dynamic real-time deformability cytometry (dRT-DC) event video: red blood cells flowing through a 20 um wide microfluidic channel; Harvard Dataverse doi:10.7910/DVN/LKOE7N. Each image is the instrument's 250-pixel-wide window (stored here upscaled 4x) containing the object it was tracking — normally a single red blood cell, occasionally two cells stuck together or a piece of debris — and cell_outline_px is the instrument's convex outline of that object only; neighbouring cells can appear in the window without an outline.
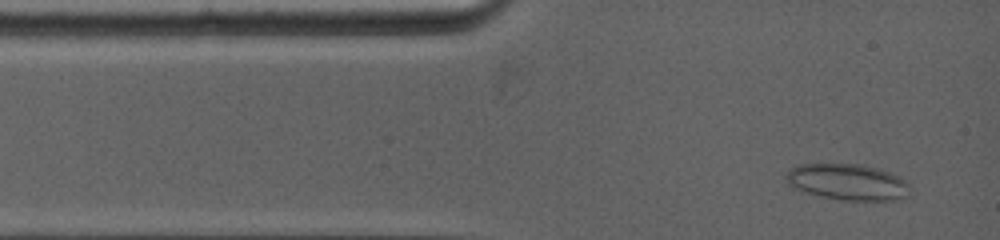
{"species": "common noctule bat (a hibernating species)", "species_latin": "Nyctalus noctula", "temperature_condition": "warm", "stored_images_in_passage": 58, "camera_frame_rate_fps": 5000, "um_per_image_px": 0.085, "animal": {"sex": "female", "body_mass_g": 19.0, "forearm_length_mm": 53.3}, "frame": {"image": 1, "passage_image": 4, "time_ms": 0.6, "image_size_px": [1000, 240], "cell_outline_px": [[908, 184], [900, 196], [892, 200], [844, 200], [820, 196], [804, 192], [788, 184], [784, 176], [792, 168], [800, 164], [864, 164], [892, 172], [900, 176]], "centroid_in_image_um": [71.96, 15.44], "position_along_channel_um": 13.0, "area_um2": 25.66}}
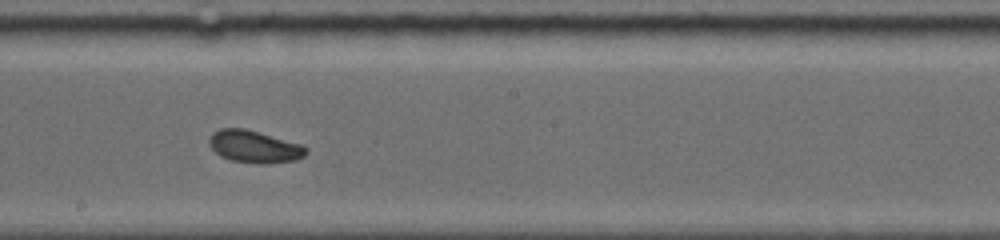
{"frame": {"image": 2, "passage_image": 30, "time_ms": 6.8, "image_size_px": [1000, 240], "cell_outline_px": [[308, 152], [304, 156], [296, 160], [232, 160], [220, 156], [208, 144], [208, 140], [212, 132], [220, 128], [244, 128], [304, 144], [308, 148]], "centroid_in_image_um": [21.6, 12.38], "position_along_channel_um": 226.6, "area_um2": 17.46}}
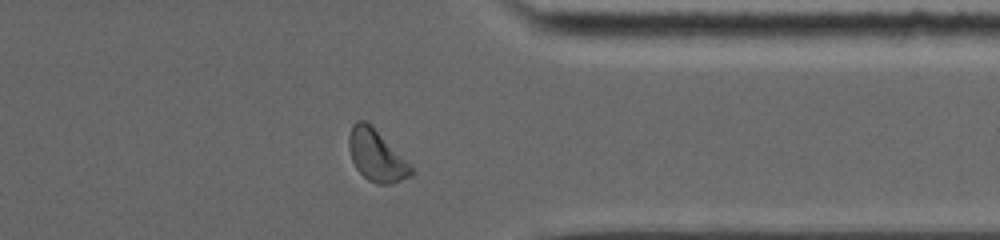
{"frame": {"image": 3, "passage_image": 50, "time_ms": 10.8, "image_size_px": [1000, 240], "cell_outline_px": [[412, 176], [388, 184], [376, 184], [368, 180], [356, 168], [352, 160], [348, 148], [348, 136], [352, 124], [356, 120], [364, 120], [372, 124], [412, 168]], "centroid_in_image_um": [31.94, 13.19], "position_along_channel_um": 379.5, "area_um2": 18.5}, "authors_computed_cell_mechanics": {"area_um2": 18.0047, "velocity_mm_per_s": 3.9501, "shape_relaxation_time_tau1_ms": 4.4071, "shape_relaxation_time_tau2_ms": null, "deformation_change_tau1": 0.063, "deformation_change_tau2": null}}